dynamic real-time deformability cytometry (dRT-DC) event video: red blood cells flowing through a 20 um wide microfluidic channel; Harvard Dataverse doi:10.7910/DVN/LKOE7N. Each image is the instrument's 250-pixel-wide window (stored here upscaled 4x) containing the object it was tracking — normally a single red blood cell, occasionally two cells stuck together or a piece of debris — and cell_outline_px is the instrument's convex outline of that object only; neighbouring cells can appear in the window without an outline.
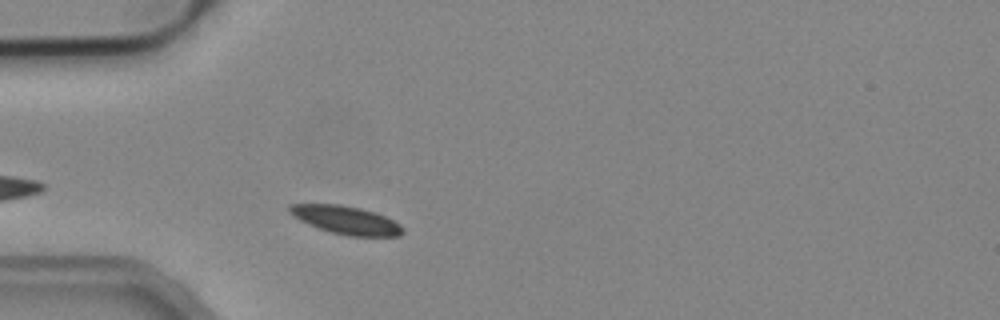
{"species": "common noctule bat (a hibernating species)", "species_latin": "Nyctalus noctula", "temperature_condition": "cold", "stored_images_in_passage": 7, "camera_frame_rate_fps": 3000, "um_per_image_px": 0.085, "animal": {"sex": "male", "body_mass_g": 19.2, "forearm_length_mm": 51.8}, "frame": {"image": 1, "passage_image": 4, "time_ms": 1.0, "image_size_px": [1000, 320], "cell_outline_px": [[404, 232], [400, 236], [348, 236], [332, 232], [320, 228], [300, 220], [288, 212], [288, 204], [340, 204], [360, 208], [376, 212], [400, 224], [404, 228]], "centroid_in_image_um": [29.43, 18.7], "position_along_channel_um": 55.6, "area_um2": 18.5}}